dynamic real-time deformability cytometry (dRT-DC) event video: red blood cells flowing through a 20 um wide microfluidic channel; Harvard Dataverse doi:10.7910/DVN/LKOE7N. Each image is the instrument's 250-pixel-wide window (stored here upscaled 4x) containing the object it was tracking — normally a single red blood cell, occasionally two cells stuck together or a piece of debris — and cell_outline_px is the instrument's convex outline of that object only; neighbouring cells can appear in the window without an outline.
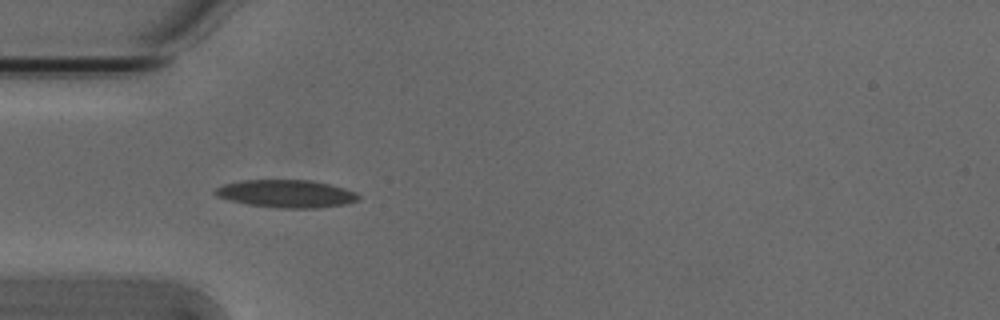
{"species": "Egyptian fruit bat (a non-hibernating species)", "species_latin": "Rousettus aegyptiacus", "temperature_condition": "cold", "stored_images_in_passage": 6, "camera_frame_rate_fps": 3000, "um_per_image_px": 0.085, "animal": {"sex": "male"}, "frame": {"image": 1, "passage_image": 3, "time_ms": 0.667, "image_size_px": [1000, 320], "cell_outline_px": [[360, 200], [348, 204], [316, 208], [276, 208], [248, 204], [216, 196], [212, 192], [216, 188], [224, 184], [240, 180], [312, 180], [344, 188], [356, 192], [360, 196]], "centroid_in_image_um": [24.36, 16.46], "position_along_channel_um": 60.6, "area_um2": 23.24}}
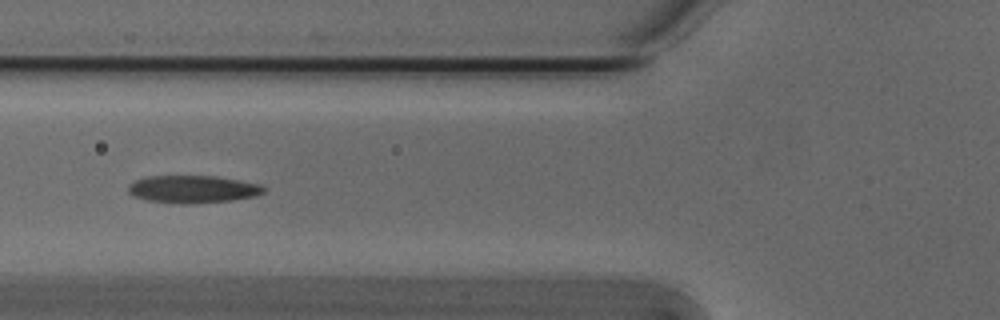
{"frame": {"image": 2, "passage_image": 4, "time_ms": 1.0, "image_size_px": [1000, 320], "cell_outline_px": [[264, 192], [256, 196], [232, 200], [188, 204], [180, 204], [148, 200], [132, 196], [128, 192], [128, 184], [136, 180], [148, 176], [216, 176], [260, 184], [264, 188]], "centroid_in_image_um": [16.36, 16.08], "position_along_channel_um": 109.4, "area_um2": 21.73}}
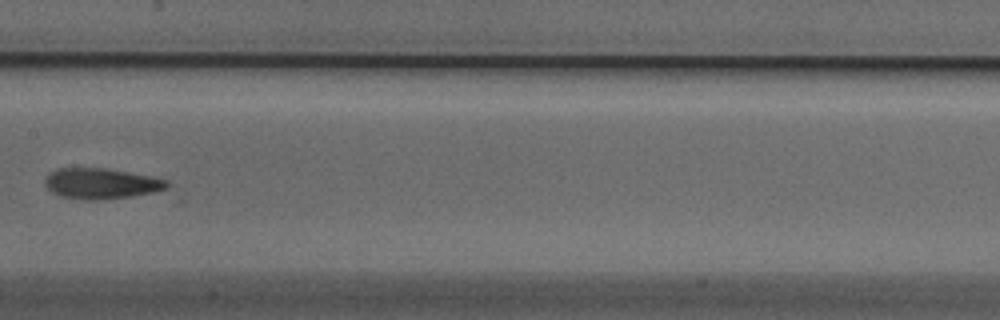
{"frame": {"image": 3, "passage_image": 6, "time_ms": 1.667, "image_size_px": [1000, 320], "cell_outline_px": [[172, 184], [168, 188], [152, 192], [128, 196], [100, 200], [88, 200], [60, 196], [52, 192], [44, 184], [44, 180], [52, 172], [60, 168], [104, 168], [152, 176], [168, 180]], "centroid_in_image_um": [8.63, 15.6], "position_along_channel_um": 198.8, "area_um2": 21.62}}